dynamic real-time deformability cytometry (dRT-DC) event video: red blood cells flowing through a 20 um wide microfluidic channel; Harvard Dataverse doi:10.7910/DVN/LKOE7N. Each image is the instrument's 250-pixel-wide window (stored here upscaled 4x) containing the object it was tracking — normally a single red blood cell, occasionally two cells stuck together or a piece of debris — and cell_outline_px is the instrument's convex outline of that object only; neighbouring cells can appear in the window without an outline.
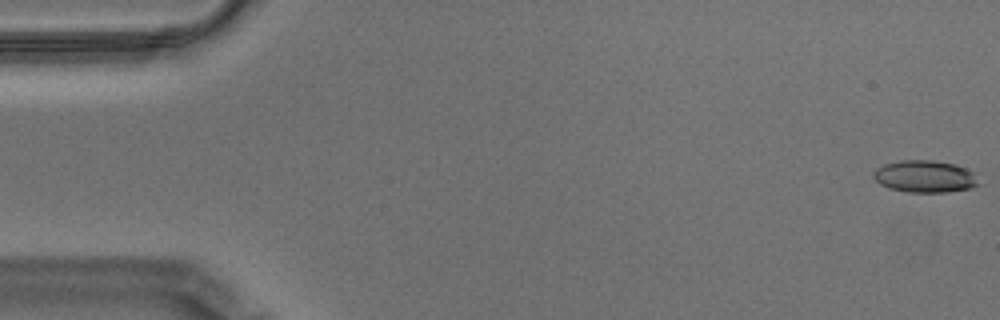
{"species": "Egyptian fruit bat (a non-hibernating species)", "species_latin": "Rousettus aegyptiacus", "temperature_condition": "warm", "stored_images_in_passage": 57, "camera_frame_rate_fps": 3000, "um_per_image_px": 0.085, "animal": {"sex": "male"}, "frame": {"image": 1, "passage_image": 1, "time_ms": 0.0, "image_size_px": [1000, 320], "cell_outline_px": [[980, 184], [972, 188], [944, 192], [908, 192], [888, 188], [880, 184], [872, 176], [872, 172], [876, 168], [884, 164], [900, 160], [932, 160], [956, 164], [972, 172]], "centroid_in_image_um": [78.58, 14.99], "position_along_channel_um": 6.4, "area_um2": 19.71}}
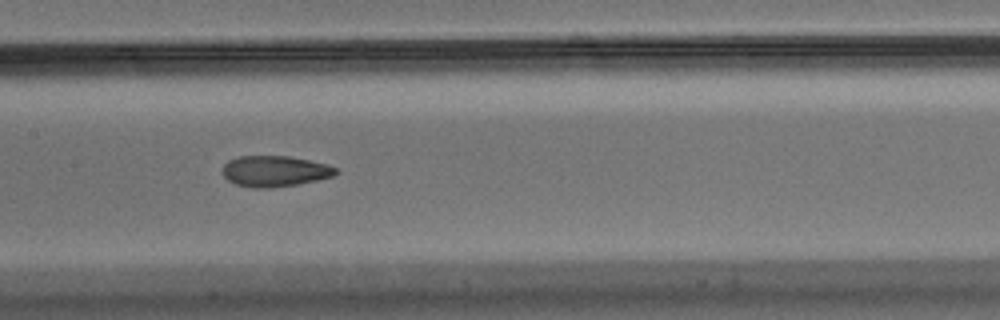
{"frame": {"image": 2, "passage_image": 28, "time_ms": 9.0, "image_size_px": [1000, 320], "cell_outline_px": [[336, 172], [332, 176], [316, 180], [296, 184], [272, 188], [252, 188], [236, 184], [228, 180], [224, 176], [224, 164], [228, 160], [236, 156], [288, 156], [328, 164], [336, 168]], "centroid_in_image_um": [23.32, 14.54], "position_along_channel_um": 184.1, "area_um2": 20.23}}
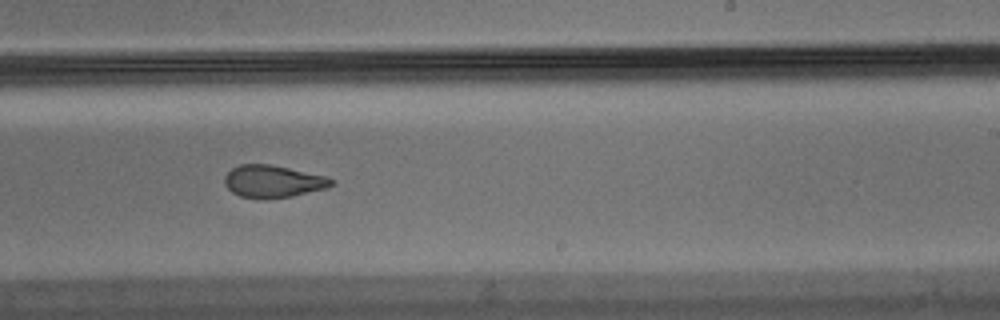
{"frame": {"image": 3, "passage_image": 35, "time_ms": 11.333, "image_size_px": [1000, 320], "cell_outline_px": [[332, 184], [328, 188], [292, 196], [264, 200], [240, 196], [232, 192], [224, 184], [224, 176], [232, 168], [240, 164], [272, 164], [328, 176], [332, 180]], "centroid_in_image_um": [23.2, 15.42], "position_along_channel_um": 265.8, "area_um2": 20.4}, "authors_computed_cell_mechanics": {"area_um2": 20.5768, "velocity_mm_per_s": 3.5174, "shape_relaxation_time_tau1_ms": null, "shape_relaxation_time_tau2_ms": 2.1868, "deformation_change_tau1": null, "deformation_change_tau2": 0.0826}}